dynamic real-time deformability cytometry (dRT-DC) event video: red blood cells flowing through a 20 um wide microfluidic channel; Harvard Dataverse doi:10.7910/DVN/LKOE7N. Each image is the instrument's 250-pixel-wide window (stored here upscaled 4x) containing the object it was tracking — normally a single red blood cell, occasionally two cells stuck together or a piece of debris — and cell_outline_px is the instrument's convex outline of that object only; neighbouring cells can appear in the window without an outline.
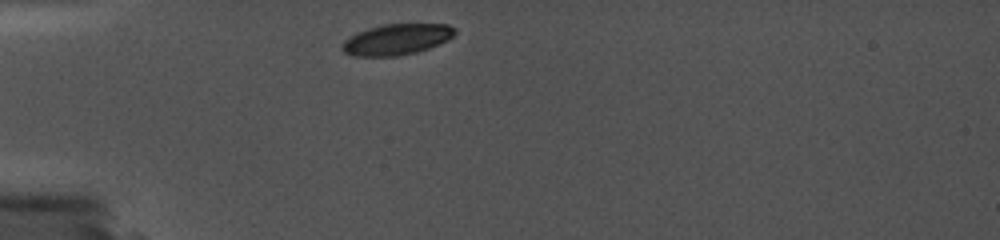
{"species": "common noctule bat (a hibernating species)", "species_latin": "Nyctalus noctula", "temperature_condition": "cold", "stored_images_in_passage": 27, "camera_frame_rate_fps": 5000, "um_per_image_px": 0.085, "animal": {"sex": "female", "body_mass_g": 19.0, "forearm_length_mm": 56.7}, "frame": {"image": 1, "passage_image": 1, "time_ms": 0.0, "image_size_px": [1000, 240], "cell_outline_px": [[456, 32], [448, 40], [428, 48], [416, 52], [396, 56], [352, 56], [344, 52], [340, 48], [340, 44], [344, 40], [356, 32], [368, 28], [384, 24], [448, 24], [456, 28]], "centroid_in_image_um": [33.68, 3.35], "position_along_channel_um": 51.3, "area_um2": 20.4}}
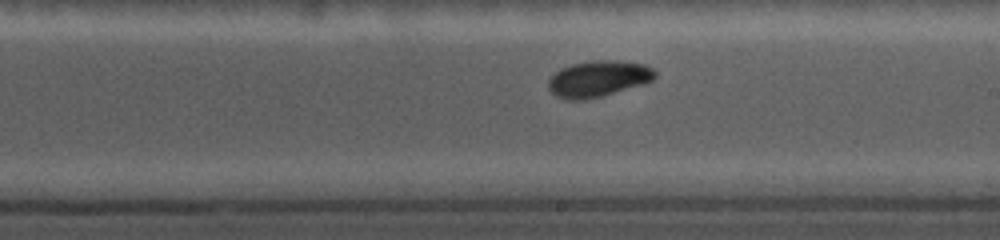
{"frame": {"image": 2, "passage_image": 17, "time_ms": 5.6, "image_size_px": [1000, 240], "cell_outline_px": [[656, 76], [652, 80], [644, 84], [600, 96], [584, 100], [564, 100], [556, 96], [548, 88], [548, 80], [560, 68], [572, 64], [596, 60], [616, 60], [644, 64], [652, 68], [656, 72]], "centroid_in_image_um": [50.84, 6.69], "position_along_channel_um": 238.2, "area_um2": 22.43}}
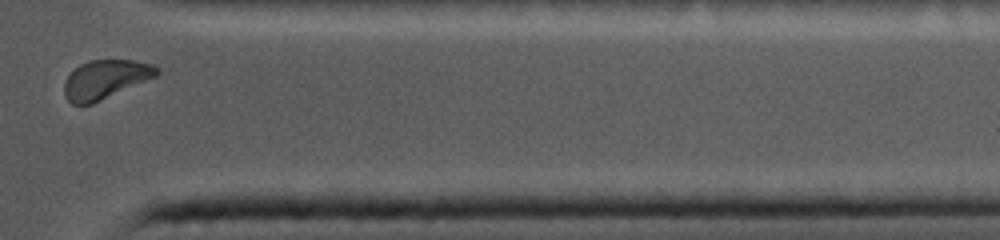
{"frame": {"image": 3, "passage_image": 26, "time_ms": 10.0, "image_size_px": [1000, 240], "cell_outline_px": [[160, 72], [156, 76], [92, 104], [72, 104], [64, 96], [64, 80], [80, 64], [88, 60], [132, 60], [152, 64], [160, 68]], "centroid_in_image_um": [8.95, 6.74], "position_along_channel_um": 402.5, "area_um2": 20.81}}